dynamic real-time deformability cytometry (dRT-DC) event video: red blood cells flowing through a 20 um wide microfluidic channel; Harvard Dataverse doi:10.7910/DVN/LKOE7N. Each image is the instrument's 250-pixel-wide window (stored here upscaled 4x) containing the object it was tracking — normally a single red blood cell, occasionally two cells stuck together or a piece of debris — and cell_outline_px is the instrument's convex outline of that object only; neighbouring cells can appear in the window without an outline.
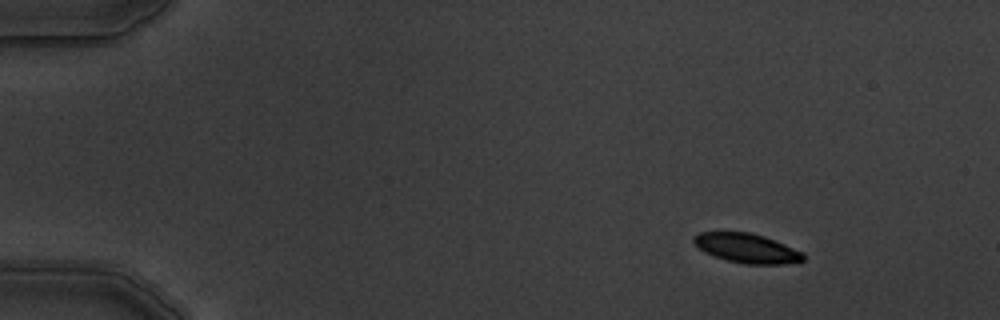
{"species": "common noctule bat (a hibernating species)", "species_latin": "Nyctalus noctula", "temperature_condition": "warm", "stored_images_in_passage": 4, "camera_frame_rate_fps": 3000, "um_per_image_px": 0.085, "animal": {"sex": "male", "body_mass_g": 19.5, "forearm_length_mm": 54.6}, "frame": {"image": 1, "passage_image": 1, "time_ms": 0.0, "image_size_px": [1000, 320], "cell_outline_px": [[804, 260], [784, 264], [744, 264], [712, 256], [704, 252], [692, 240], [692, 236], [700, 232], [752, 232], [764, 236], [804, 252]], "centroid_in_image_um": [63.47, 21.09], "position_along_channel_um": 21.5, "area_um2": 18.79}}
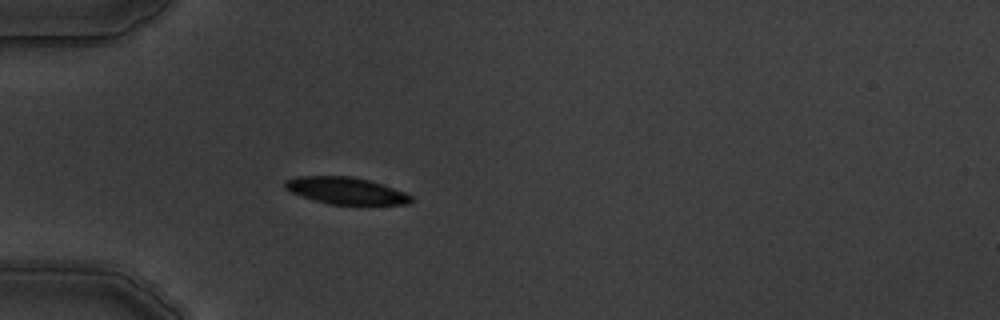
{"frame": {"image": 2, "passage_image": 4, "time_ms": 3.333, "image_size_px": [1000, 320], "cell_outline_px": [[412, 200], [408, 204], [328, 204], [292, 192], [284, 188], [284, 180], [300, 176], [348, 176], [368, 180], [404, 192], [412, 196]], "centroid_in_image_um": [29.37, 16.2], "position_along_channel_um": 55.6, "area_um2": 19.31}}